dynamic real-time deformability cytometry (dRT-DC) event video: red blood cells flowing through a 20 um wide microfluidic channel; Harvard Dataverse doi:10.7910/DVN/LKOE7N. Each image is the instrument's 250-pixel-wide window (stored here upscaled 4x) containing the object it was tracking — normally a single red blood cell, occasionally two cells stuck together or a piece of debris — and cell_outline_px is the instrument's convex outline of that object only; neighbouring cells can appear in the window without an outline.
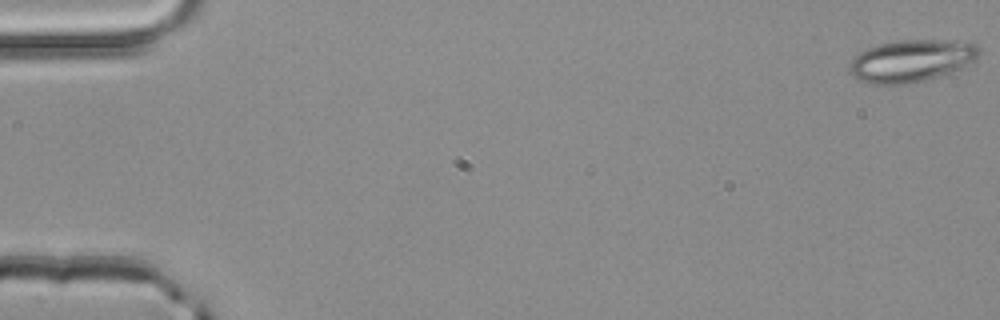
{"species": "common noctule bat (a hibernating species)", "species_latin": "Nyctalus noctula", "temperature_condition": "room temperature", "stored_images_in_passage": 52, "camera_frame_rate_fps": 3000, "um_per_image_px": 0.085, "animal": {"sex": "male", "body_mass_g": 20.4}, "frame": {"image": 1, "passage_image": 1, "time_ms": 0.0, "image_size_px": [1000, 320], "cell_outline_px": [[980, 52], [972, 60], [960, 68], [952, 72], [924, 80], [904, 84], [872, 84], [860, 80], [852, 76], [848, 72], [848, 64], [860, 52], [868, 48], [880, 44], [900, 40], [944, 40], [976, 44], [980, 48]], "centroid_in_image_um": [77.41, 5.17], "position_along_channel_um": 7.6, "area_um2": 31.5}}
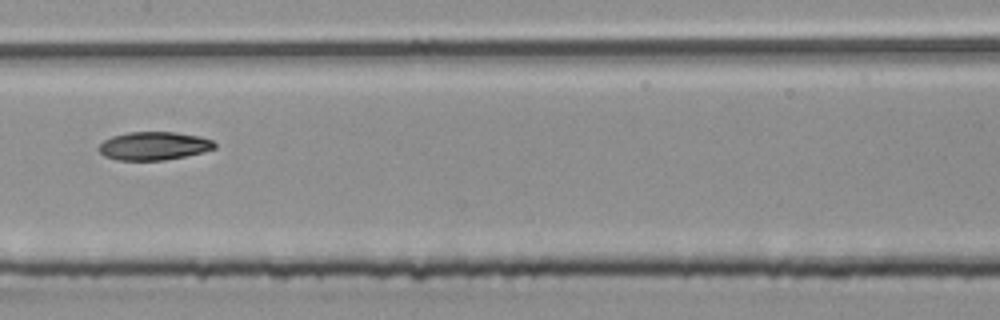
{"frame": {"image": 2, "passage_image": 27, "time_ms": 8.667, "image_size_px": [1000, 320], "cell_outline_px": [[216, 148], [204, 152], [164, 160], [116, 160], [104, 156], [96, 148], [104, 140], [112, 136], [128, 132], [176, 132], [200, 136], [212, 140], [216, 144]], "centroid_in_image_um": [13.07, 12.4], "position_along_channel_um": 194.3, "area_um2": 19.19}}
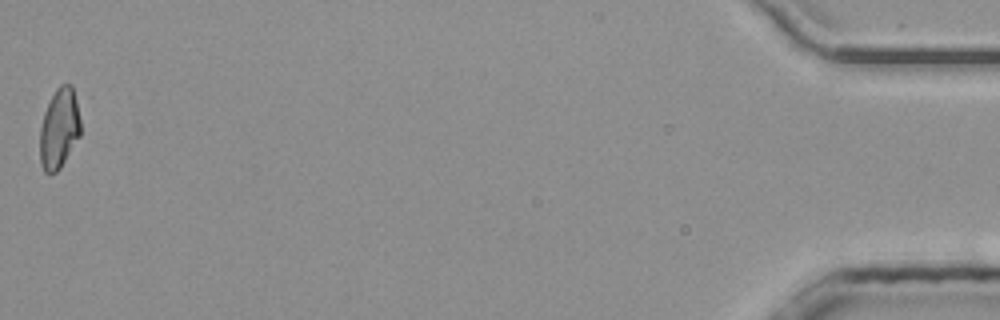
{"frame": {"image": 3, "passage_image": 52, "time_ms": 17.0, "image_size_px": [1000, 320], "cell_outline_px": [[80, 136], [60, 168], [56, 172], [44, 172], [40, 164], [40, 128], [44, 112], [56, 88], [60, 84], [72, 84], [76, 100], [80, 120]], "centroid_in_image_um": [5.03, 10.92], "position_along_channel_um": 430.2, "area_um2": 18.9}, "authors_computed_cell_mechanics": {"area_um2": 19.6809, "velocity_mm_per_s": 4.0529, "shape_relaxation_time_tau1_ms": 8.1684, "shape_relaxation_time_tau2_ms": 6.0573, "deformation_change_tau1": 0.179, "deformation_change_tau2": 0.1251}}